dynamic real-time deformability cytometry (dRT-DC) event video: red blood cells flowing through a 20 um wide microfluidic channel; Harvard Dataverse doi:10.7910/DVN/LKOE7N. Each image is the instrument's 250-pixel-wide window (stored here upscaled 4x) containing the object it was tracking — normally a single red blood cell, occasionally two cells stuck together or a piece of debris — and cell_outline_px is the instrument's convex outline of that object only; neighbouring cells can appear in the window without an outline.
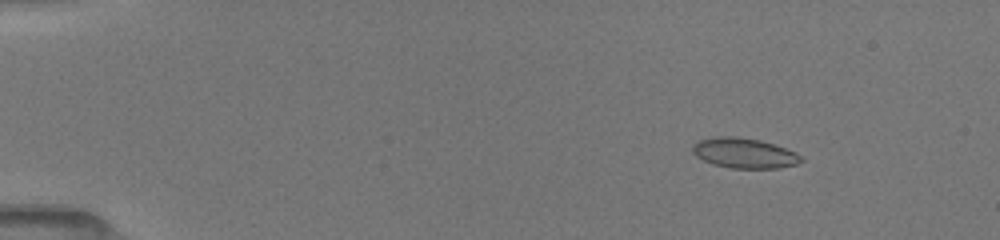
{"species": "common noctule bat (a hibernating species)", "species_latin": "Nyctalus noctula", "temperature_condition": "room temperature", "stored_images_in_passage": 71, "camera_frame_rate_fps": 3000, "um_per_image_px": 0.085, "animal": {"sex": "female", "body_mass_g": 19.5, "forearm_length_mm": 54.1}, "frame": {"image": 1, "passage_image": 9, "time_ms": 2.0, "image_size_px": [1000, 240], "cell_outline_px": [[804, 160], [796, 164], [776, 168], [732, 168], [712, 164], [696, 156], [692, 152], [692, 144], [700, 140], [712, 136], [736, 136], [760, 140], [796, 152]], "centroid_in_image_um": [63.22, 13.0], "position_along_channel_um": 21.8, "area_um2": 19.02}}
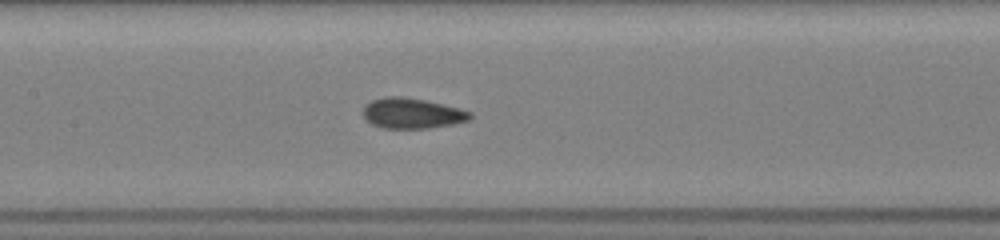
{"frame": {"image": 2, "passage_image": 39, "time_ms": 8.333, "image_size_px": [1000, 240], "cell_outline_px": [[472, 116], [468, 120], [452, 124], [428, 128], [380, 128], [364, 120], [364, 104], [372, 100], [384, 96], [400, 96], [424, 100], [460, 108], [472, 112]], "centroid_in_image_um": [34.99, 9.63], "position_along_channel_um": 172.4, "area_um2": 19.02}}
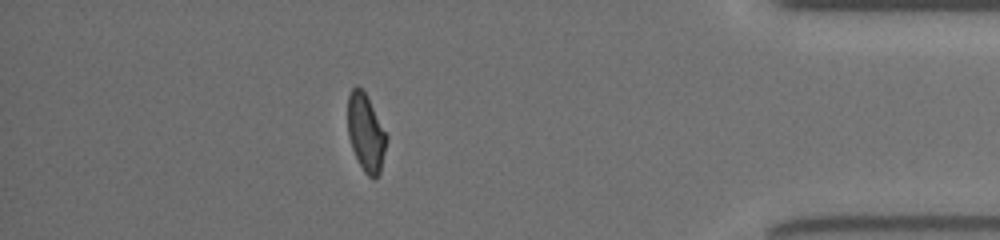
{"frame": {"image": 3, "passage_image": 64, "time_ms": 15.0, "image_size_px": [1000, 240], "cell_outline_px": [[388, 140], [380, 172], [376, 180], [372, 180], [364, 172], [352, 148], [348, 136], [348, 96], [352, 88], [356, 84], [364, 92], [388, 136]], "centroid_in_image_um": [31.11, 11.33], "position_along_channel_um": 404.1, "area_um2": 17.46}, "authors_computed_cell_mechanics": {"area_um2": 18.6116, "velocity_mm_per_s": 4.0252, "shape_relaxation_time_tau1_ms": 6.7083, "shape_relaxation_time_tau2_ms": 0.9198, "deformation_change_tau1": 0.1564, "deformation_change_tau2": 0.061}}